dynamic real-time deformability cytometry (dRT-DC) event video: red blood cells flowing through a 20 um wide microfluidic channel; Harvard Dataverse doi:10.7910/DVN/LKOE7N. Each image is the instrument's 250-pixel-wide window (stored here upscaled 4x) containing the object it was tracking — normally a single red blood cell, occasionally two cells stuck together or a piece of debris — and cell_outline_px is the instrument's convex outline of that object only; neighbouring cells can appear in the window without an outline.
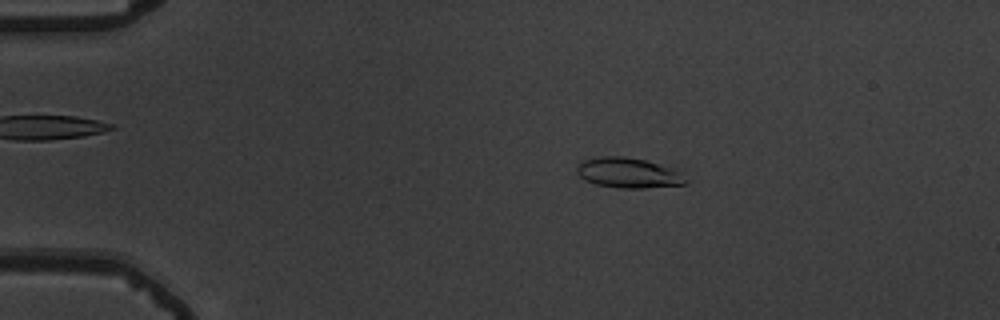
{"species": "common noctule bat (a hibernating species)", "species_latin": "Nyctalus noctula", "temperature_condition": "warm", "stored_images_in_passage": 56, "camera_frame_rate_fps": 3000, "um_per_image_px": 0.085, "animal": {"sex": "male", "body_mass_g": 19.5, "forearm_length_mm": 54.6}, "frame": {"image": 1, "passage_image": 11, "time_ms": 3.333, "image_size_px": [1000, 320], "cell_outline_px": [[688, 184], [644, 188], [620, 188], [596, 184], [584, 180], [576, 172], [576, 168], [580, 160], [600, 156], [624, 156], [644, 160], [672, 168], [680, 172], [688, 180]], "centroid_in_image_um": [53.39, 14.69], "position_along_channel_um": 31.6, "area_um2": 19.31}}
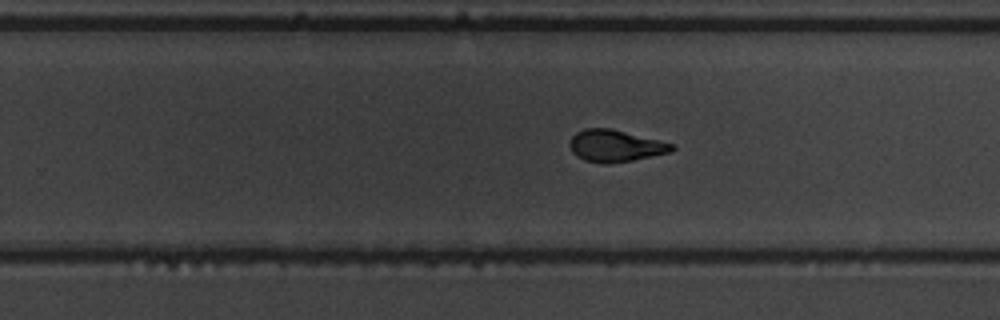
{"frame": {"image": 2, "passage_image": 36, "time_ms": 11.667, "image_size_px": [1000, 320], "cell_outline_px": [[676, 148], [672, 152], [632, 160], [608, 164], [604, 164], [584, 160], [576, 156], [572, 152], [568, 144], [572, 136], [576, 132], [584, 128], [612, 128], [676, 144]], "centroid_in_image_um": [52.31, 12.39], "position_along_channel_um": 277.5, "area_um2": 19.31}}
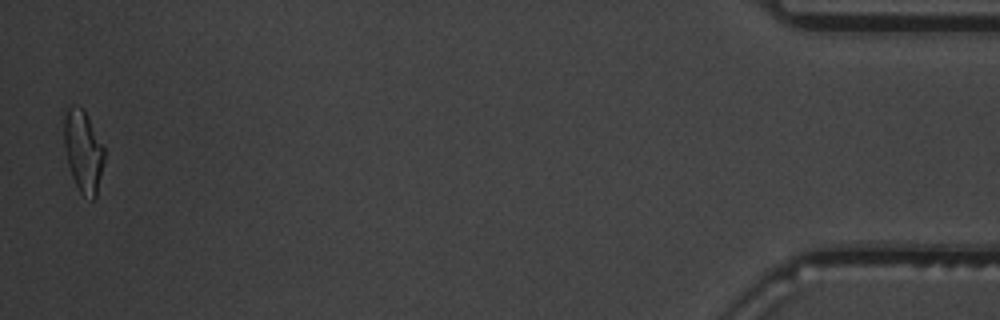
{"frame": {"image": 3, "passage_image": 55, "time_ms": 18.0, "image_size_px": [1000, 320], "cell_outline_px": [[104, 160], [96, 196], [92, 200], [84, 196], [80, 192], [72, 176], [68, 164], [64, 144], [64, 116], [68, 108], [72, 104], [76, 104], [84, 108], [104, 144]], "centroid_in_image_um": [7.08, 12.79], "position_along_channel_um": 428.1, "area_um2": 19.42}, "authors_computed_cell_mechanics": {"area_um2": 19.3052, "velocity_mm_per_s": 3.7008, "shape_relaxation_time_tau1_ms": 5.7911, "shape_relaxation_time_tau2_ms": 1.529, "deformation_change_tau1": 0.199, "deformation_change_tau2": 0.0827}}